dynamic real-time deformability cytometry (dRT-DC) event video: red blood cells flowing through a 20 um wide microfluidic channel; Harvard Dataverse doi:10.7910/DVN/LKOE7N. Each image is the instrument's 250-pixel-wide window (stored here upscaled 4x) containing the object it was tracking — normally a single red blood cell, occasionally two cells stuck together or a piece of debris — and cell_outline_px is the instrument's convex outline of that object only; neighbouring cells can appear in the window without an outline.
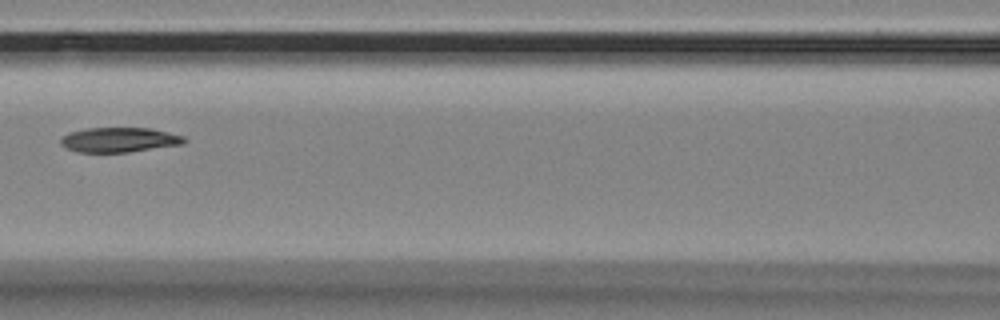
{"species": "Egyptian fruit bat (a non-hibernating species)", "species_latin": "Rousettus aegyptiacus", "temperature_condition": "room temperature", "stored_images_in_passage": 8, "camera_frame_rate_fps": 3000, "um_per_image_px": 0.085, "animal": {"sex": "female"}, "frame": {"image": 1, "passage_image": 8, "time_ms": 2.333, "image_size_px": [1000, 320], "cell_outline_px": [[188, 140], [184, 144], [128, 152], [76, 152], [64, 148], [60, 144], [60, 140], [68, 132], [84, 128], [152, 128], [184, 136]], "centroid_in_image_um": [10.12, 11.88], "position_along_channel_um": 156.5, "area_um2": 18.03}}